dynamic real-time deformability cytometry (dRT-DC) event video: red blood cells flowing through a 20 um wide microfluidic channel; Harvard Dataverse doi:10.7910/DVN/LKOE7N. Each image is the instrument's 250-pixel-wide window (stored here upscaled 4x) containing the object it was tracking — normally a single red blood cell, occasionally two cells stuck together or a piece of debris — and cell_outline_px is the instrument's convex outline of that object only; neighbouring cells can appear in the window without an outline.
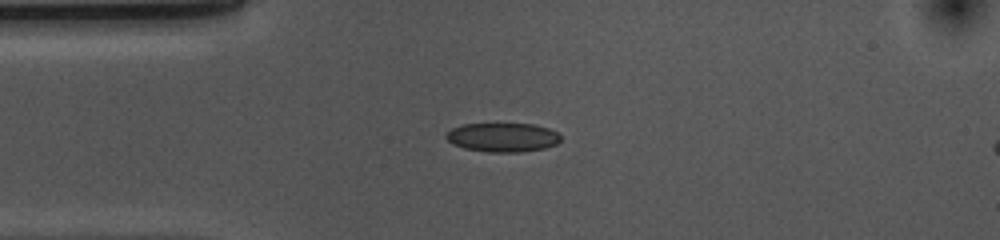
{"species": "common noctule bat (a hibernating species)", "species_latin": "Nyctalus noctula", "temperature_condition": "cold", "stored_images_in_passage": 42, "camera_frame_rate_fps": 3000, "um_per_image_px": 0.085, "animal": {"sex": "female", "body_mass_g": 10.0, "forearm_length_mm": 53.1}, "frame": {"image": 1, "passage_image": 1, "time_ms": 0.0, "image_size_px": [1000, 240], "cell_outline_px": [[560, 140], [556, 144], [544, 148], [520, 152], [488, 152], [464, 148], [452, 144], [444, 136], [452, 128], [464, 124], [536, 124], [548, 128], [556, 132], [560, 136]], "centroid_in_image_um": [42.72, 11.67], "position_along_channel_um": 42.3, "area_um2": 19.31}}
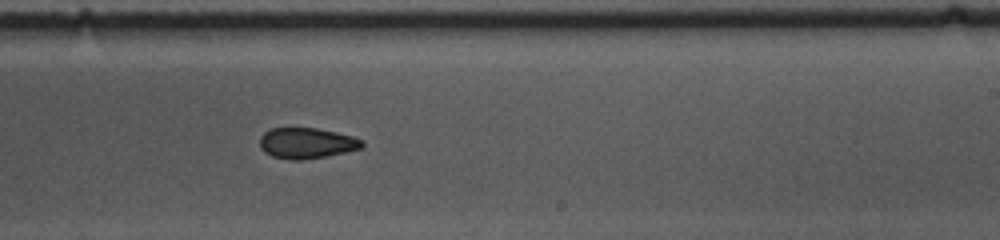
{"frame": {"image": 2, "passage_image": 20, "time_ms": 6.333, "image_size_px": [1000, 240], "cell_outline_px": [[364, 148], [328, 156], [300, 160], [288, 160], [272, 156], [264, 152], [260, 148], [260, 136], [264, 132], [272, 128], [316, 128], [336, 132], [352, 136], [364, 140]], "centroid_in_image_um": [26.08, 12.17], "position_along_channel_um": 262.9, "area_um2": 18.55}}
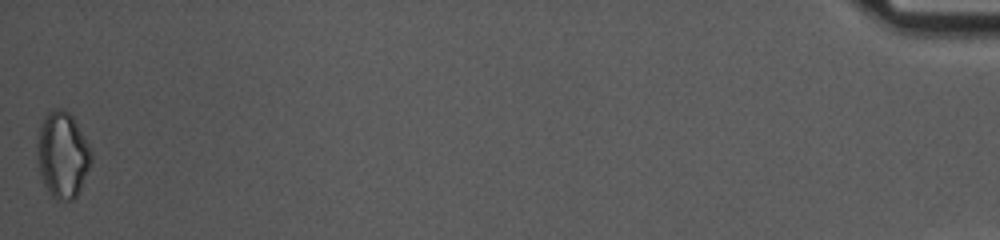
{"frame": {"image": 3, "passage_image": 42, "time_ms": 13.667, "image_size_px": [1000, 240], "cell_outline_px": [[92, 160], [80, 188], [76, 196], [72, 200], [56, 200], [52, 196], [44, 184], [40, 176], [36, 156], [36, 144], [40, 128], [44, 116], [48, 112], [56, 108], [64, 108], [76, 120], [92, 152]], "centroid_in_image_um": [5.3, 13.14], "position_along_channel_um": 429.9, "area_um2": 27.22}, "authors_computed_cell_mechanics": {"area_um2": 19.2763, "velocity_mm_per_s": 3.6878, "shape_relaxation_time_tau1_ms": 10.116, "shape_relaxation_time_tau2_ms": 3.7451, "deformation_change_tau1": 0.1288, "deformation_change_tau2": 0.0838}}